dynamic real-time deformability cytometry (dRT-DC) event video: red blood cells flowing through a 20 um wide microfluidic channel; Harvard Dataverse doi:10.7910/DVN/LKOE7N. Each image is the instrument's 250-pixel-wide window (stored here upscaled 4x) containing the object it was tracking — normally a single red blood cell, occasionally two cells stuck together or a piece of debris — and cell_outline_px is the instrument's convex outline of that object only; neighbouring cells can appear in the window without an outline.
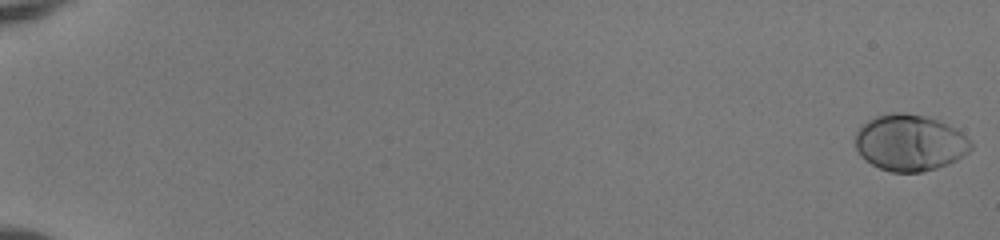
{"species": "human", "species_latin": "Homo sapiens", "temperature_condition": "room temperature", "stored_images_in_passage": 53, "camera_frame_rate_fps": 3000, "um_per_image_px": 0.085, "donor": {"sex": "female"}, "frame": {"image": 1, "passage_image": 1, "time_ms": 0.0, "image_size_px": [1000, 240], "cell_outline_px": [[972, 148], [968, 152], [956, 160], [948, 164], [936, 168], [920, 172], [892, 172], [880, 168], [872, 164], [860, 156], [856, 148], [856, 132], [868, 120], [876, 116], [892, 112], [904, 112], [924, 116], [948, 124], [956, 128], [972, 140]], "centroid_in_image_um": [77.35, 12.13], "position_along_channel_um": 7.6, "area_um2": 37.97}}
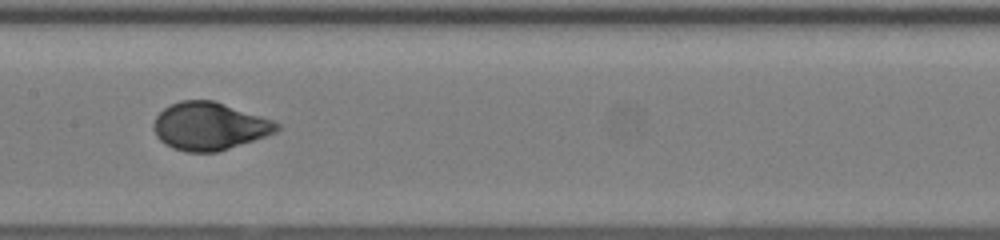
{"frame": {"image": 2, "passage_image": 30, "time_ms": 9.667, "image_size_px": [1000, 240], "cell_outline_px": [[280, 128], [276, 132], [216, 152], [184, 152], [172, 148], [164, 144], [156, 136], [152, 128], [152, 124], [156, 116], [164, 108], [180, 100], [212, 100], [272, 120], [280, 124]], "centroid_in_image_um": [17.73, 10.73], "position_along_channel_um": 189.7, "area_um2": 33.99}}
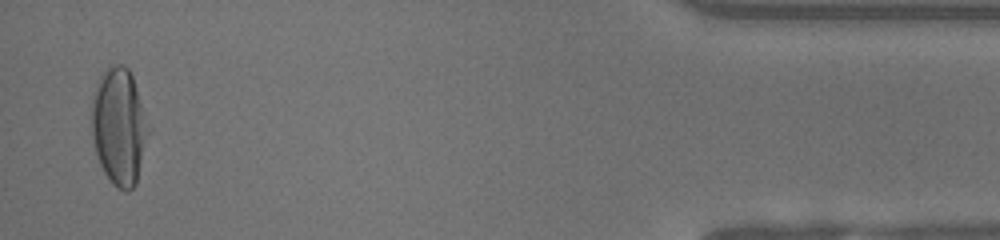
{"frame": {"image": 3, "passage_image": 52, "time_ms": 17.0, "image_size_px": [1000, 240], "cell_outline_px": [[152, 128], [136, 184], [132, 188], [124, 192], [112, 184], [104, 172], [100, 164], [96, 152], [92, 136], [92, 96], [96, 84], [100, 76], [112, 64], [124, 64], [128, 68], [132, 76]], "centroid_in_image_um": [10.16, 10.76], "position_along_channel_um": 425.0, "area_um2": 39.3}, "authors_computed_cell_mechanics": {"area_um2": 34.2176, "velocity_mm_per_s": 4.087, "shape_relaxation_time_tau1_ms": 3.2425, "shape_relaxation_time_tau2_ms": null, "deformation_change_tau1": 0.1938, "deformation_change_tau2": null}}